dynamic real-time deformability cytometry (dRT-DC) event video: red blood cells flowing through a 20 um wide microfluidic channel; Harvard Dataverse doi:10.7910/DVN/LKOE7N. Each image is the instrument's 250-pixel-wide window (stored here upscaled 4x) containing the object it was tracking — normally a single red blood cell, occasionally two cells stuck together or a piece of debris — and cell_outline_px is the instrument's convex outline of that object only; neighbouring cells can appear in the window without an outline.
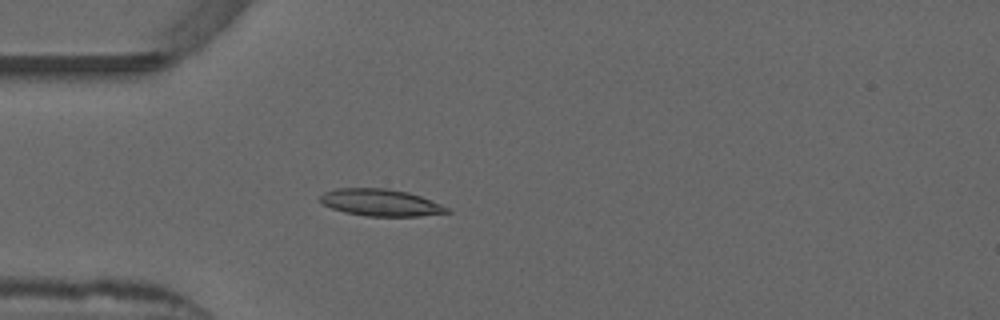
{"species": "common noctule bat (a hibernating species)", "species_latin": "Nyctalus noctula", "temperature_condition": "warm", "stored_images_in_passage": 51, "camera_frame_rate_fps": 3000, "um_per_image_px": 0.085, "animal": {"sex": "male", "forearm_length_mm": 52.5}, "frame": {"image": 1, "passage_image": 13, "time_ms": 4.0, "image_size_px": [1000, 320], "cell_outline_px": [[452, 212], [420, 216], [368, 216], [344, 212], [332, 208], [324, 204], [320, 200], [320, 196], [324, 192], [336, 188], [388, 188], [408, 192], [420, 196], [440, 204], [448, 208]], "centroid_in_image_um": [32.35, 17.21], "position_along_channel_um": 52.6, "area_um2": 19.83}}
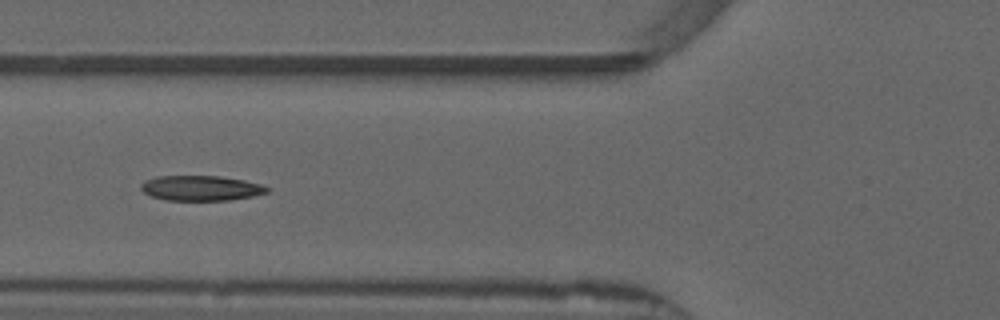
{"frame": {"image": 2, "passage_image": 18, "time_ms": 5.667, "image_size_px": [1000, 320], "cell_outline_px": [[272, 188], [268, 192], [252, 196], [228, 200], [164, 200], [152, 196], [144, 192], [140, 188], [140, 184], [144, 180], [156, 176], [220, 176], [244, 180], [260, 184]], "centroid_in_image_um": [17.07, 15.98], "position_along_channel_um": 108.7, "area_um2": 18.5}}
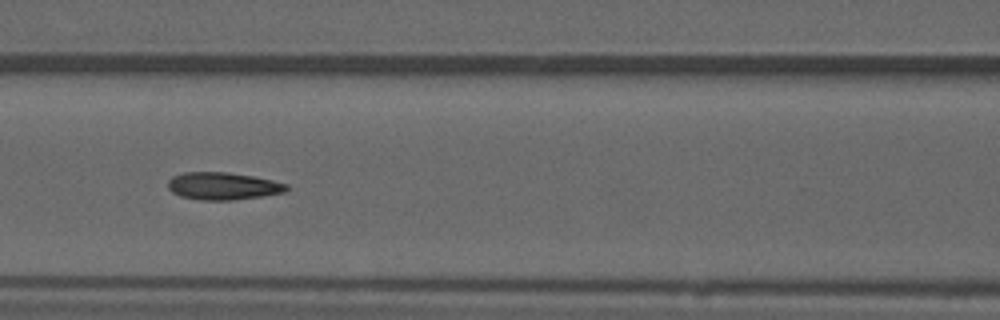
{"frame": {"image": 3, "passage_image": 21, "time_ms": 6.667, "image_size_px": [1000, 320], "cell_outline_px": [[288, 188], [284, 192], [264, 196], [232, 200], [200, 200], [180, 196], [172, 192], [168, 188], [168, 180], [172, 176], [184, 172], [228, 172], [252, 176], [272, 180], [288, 184]], "centroid_in_image_um": [18.93, 15.81], "position_along_channel_um": 147.7, "area_um2": 19.02}, "authors_computed_cell_mechanics": {"area_um2": 18.5538, "velocity_mm_per_s": 3.8721, "shape_relaxation_time_tau1_ms": 5.3483, "shape_relaxation_time_tau2_ms": 2.2577, "deformation_change_tau1": 0.1838, "deformation_change_tau2": 0.0588}}